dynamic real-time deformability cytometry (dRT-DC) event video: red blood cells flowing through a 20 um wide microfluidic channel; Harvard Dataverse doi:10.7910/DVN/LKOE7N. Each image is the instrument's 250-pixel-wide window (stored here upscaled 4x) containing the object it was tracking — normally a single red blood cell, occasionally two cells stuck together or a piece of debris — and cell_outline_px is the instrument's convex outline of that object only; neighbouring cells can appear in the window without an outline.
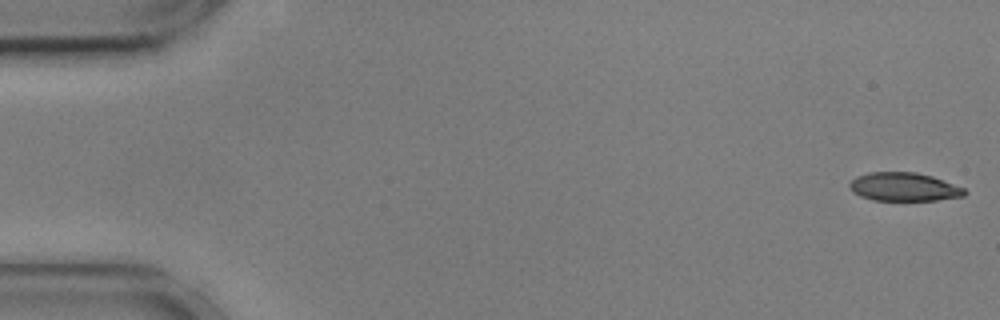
{"species": "common noctule bat (a hibernating species)", "species_latin": "Nyctalus noctula", "temperature_condition": "cold", "stored_images_in_passage": 11, "camera_frame_rate_fps": 3000, "um_per_image_px": 0.085, "animal": {"sex": "male", "body_mass_g": 17.9, "forearm_length_mm": 54.2}, "frame": {"image": 1, "passage_image": 1, "time_ms": 0.0, "image_size_px": [1000, 320], "cell_outline_px": [[968, 192], [964, 196], [936, 200], [872, 200], [860, 196], [852, 192], [848, 188], [848, 184], [856, 176], [868, 172], [916, 172], [932, 176], [964, 188]], "centroid_in_image_um": [76.8, 15.88], "position_along_channel_um": 8.2, "area_um2": 19.19}}